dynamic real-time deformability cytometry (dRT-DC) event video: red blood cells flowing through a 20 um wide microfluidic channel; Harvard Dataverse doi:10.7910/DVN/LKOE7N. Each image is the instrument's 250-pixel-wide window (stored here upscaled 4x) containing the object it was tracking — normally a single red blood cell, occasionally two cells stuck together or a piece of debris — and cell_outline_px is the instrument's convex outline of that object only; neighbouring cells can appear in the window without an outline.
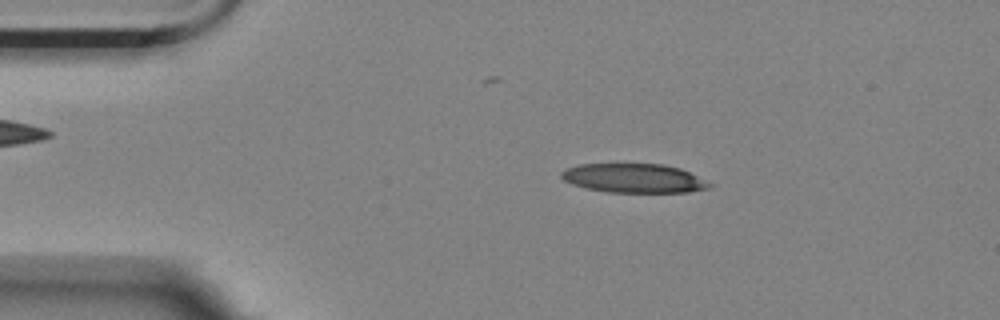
{"species": "Egyptian fruit bat (a non-hibernating species)", "species_latin": "Rousettus aegyptiacus", "temperature_condition": "room temperature", "stored_images_in_passage": 55, "camera_frame_rate_fps": 3000, "um_per_image_px": 0.085, "animal": {"sex": "female"}, "frame": {"image": 1, "passage_image": 9, "time_ms": 2.667, "image_size_px": [1000, 320], "cell_outline_px": [[712, 184], [708, 188], [688, 192], [608, 192], [588, 188], [572, 184], [564, 180], [560, 176], [560, 172], [564, 168], [580, 164], [664, 164], [680, 168]], "centroid_in_image_um": [53.83, 15.14], "position_along_channel_um": 31.2, "area_um2": 24.91}}
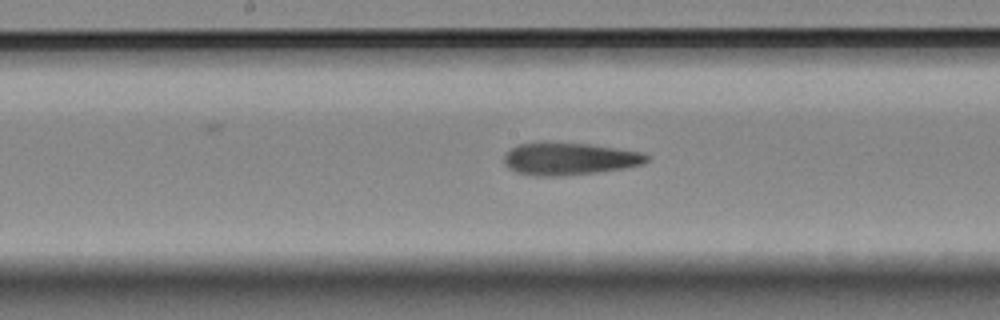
{"frame": {"image": 2, "passage_image": 27, "time_ms": 8.667, "image_size_px": [1000, 320], "cell_outline_px": [[652, 156], [644, 164], [624, 168], [596, 172], [560, 176], [536, 176], [516, 172], [508, 168], [504, 164], [504, 156], [512, 148], [520, 144], [540, 140], [592, 144], [644, 152]], "centroid_in_image_um": [48.41, 13.47], "position_along_channel_um": 199.8, "area_um2": 27.57}}
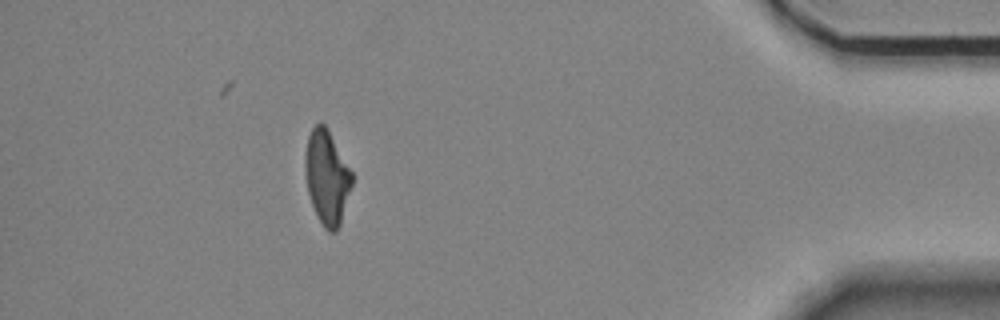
{"frame": {"image": 3, "passage_image": 49, "time_ms": 16.0, "image_size_px": [1000, 320], "cell_outline_px": [[352, 184], [340, 224], [336, 232], [328, 232], [324, 228], [312, 204], [308, 192], [304, 164], [304, 156], [308, 136], [312, 128], [316, 124], [324, 124], [352, 172]], "centroid_in_image_um": [27.77, 15.08], "position_along_channel_um": 407.4, "area_um2": 25.14}, "authors_computed_cell_mechanics": {"area_um2": 26.588, "velocity_mm_per_s": 3.5344, "shape_relaxation_time_tau1_ms": null, "shape_relaxation_time_tau2_ms": 4.2382, "deformation_change_tau1": null, "deformation_change_tau2": 0.1653}}